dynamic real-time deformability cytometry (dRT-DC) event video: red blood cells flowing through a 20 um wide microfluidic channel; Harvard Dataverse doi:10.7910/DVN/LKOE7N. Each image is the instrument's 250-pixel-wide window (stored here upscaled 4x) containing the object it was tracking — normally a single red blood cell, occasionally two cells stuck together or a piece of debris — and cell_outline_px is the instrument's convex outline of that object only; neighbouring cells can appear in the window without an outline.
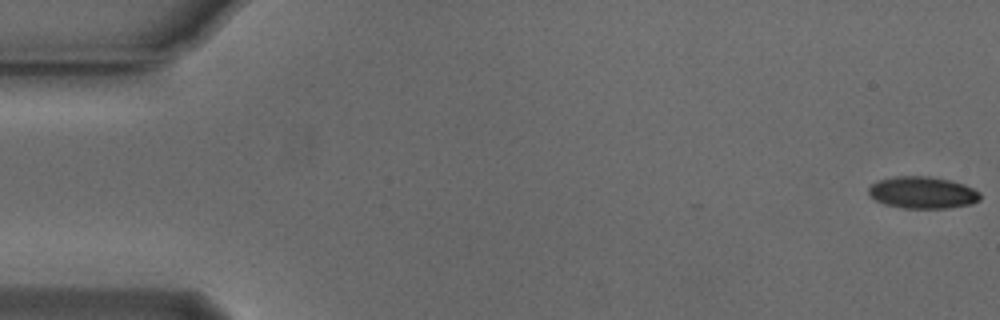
{"species": "Egyptian fruit bat (a non-hibernating species)", "species_latin": "Rousettus aegyptiacus", "temperature_condition": "cold", "stored_images_in_passage": 55, "camera_frame_rate_fps": 3000, "um_per_image_px": 0.085, "animal": {"sex": "male"}, "frame": {"image": 1, "passage_image": 1, "time_ms": 0.0, "image_size_px": [1000, 320], "cell_outline_px": [[980, 200], [972, 204], [948, 208], [904, 208], [884, 204], [876, 200], [868, 192], [868, 188], [872, 184], [880, 180], [896, 176], [928, 176], [948, 180], [964, 184], [980, 192]], "centroid_in_image_um": [78.44, 16.37], "position_along_channel_um": 6.6, "area_um2": 20.63}}
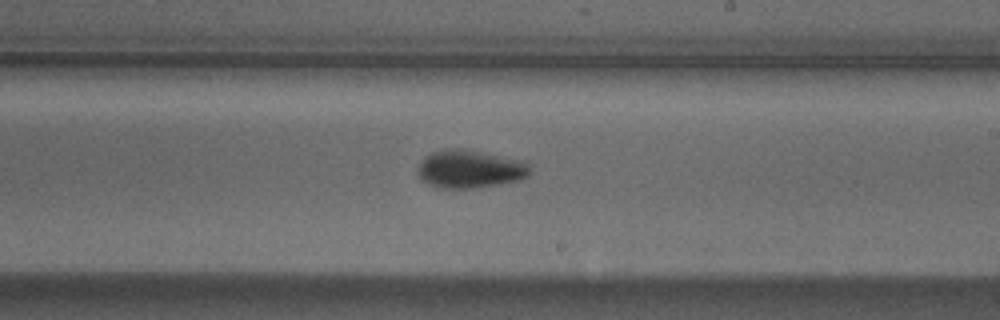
{"frame": {"image": 2, "passage_image": 32, "time_ms": 10.333, "image_size_px": [1000, 320], "cell_outline_px": [[528, 176], [520, 180], [472, 188], [440, 188], [428, 184], [420, 180], [416, 172], [416, 168], [424, 156], [432, 152], [444, 148], [464, 148], [524, 160], [528, 164]], "centroid_in_image_um": [39.87, 14.35], "position_along_channel_um": 249.1, "area_um2": 25.2}}
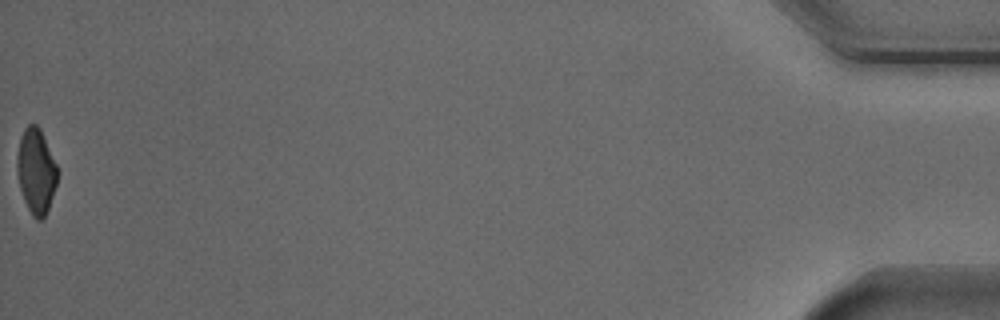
{"frame": {"image": 3, "passage_image": 55, "time_ms": 18.0, "image_size_px": [1000, 320], "cell_outline_px": [[60, 172], [48, 208], [44, 216], [40, 220], [36, 220], [32, 216], [24, 200], [20, 188], [16, 172], [16, 156], [20, 136], [24, 128], [28, 124], [36, 124], [40, 128]], "centroid_in_image_um": [3.05, 14.52], "position_along_channel_um": 432.1, "area_um2": 20.23}, "authors_computed_cell_mechanics": {"area_um2": 22.1374, "velocity_mm_per_s": 3.7725, "shape_relaxation_time_tau1_ms": 3.684, "shape_relaxation_time_tau2_ms": 5.0477, "deformation_change_tau1": 0.1407, "deformation_change_tau2": 0.0844}}